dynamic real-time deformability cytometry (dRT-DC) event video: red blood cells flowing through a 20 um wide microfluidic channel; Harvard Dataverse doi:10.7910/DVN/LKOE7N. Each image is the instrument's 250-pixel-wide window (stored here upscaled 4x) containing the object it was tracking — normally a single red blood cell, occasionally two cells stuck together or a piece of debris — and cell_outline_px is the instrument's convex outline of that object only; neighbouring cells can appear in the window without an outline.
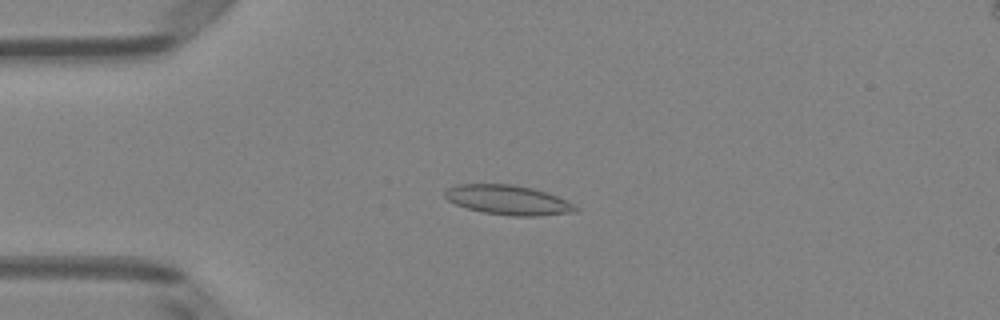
{"species": "Egyptian fruit bat (a non-hibernating species)", "species_latin": "Rousettus aegyptiacus", "temperature_condition": "room temperature", "stored_images_in_passage": 51, "camera_frame_rate_fps": 3000, "um_per_image_px": 0.085, "animal": {"sex": "female"}, "frame": {"image": 1, "passage_image": 13, "time_ms": 4.0, "image_size_px": [1000, 320], "cell_outline_px": [[580, 208], [576, 212], [536, 216], [512, 216], [484, 212], [468, 208], [456, 204], [448, 200], [444, 196], [444, 192], [448, 188], [456, 184], [512, 184], [532, 188], [548, 192]], "centroid_in_image_um": [43.18, 16.99], "position_along_channel_um": 41.8, "area_um2": 22.43}}
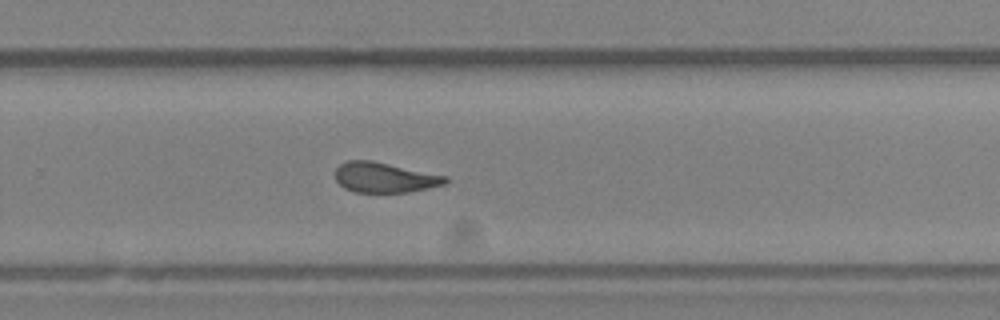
{"frame": {"image": 2, "passage_image": 34, "time_ms": 11.0, "image_size_px": [1000, 320], "cell_outline_px": [[448, 180], [444, 184], [428, 188], [408, 192], [356, 192], [344, 188], [336, 180], [336, 168], [340, 164], [348, 160], [372, 160], [448, 176]], "centroid_in_image_um": [32.69, 15.08], "position_along_channel_um": 297.1, "area_um2": 19.31}}
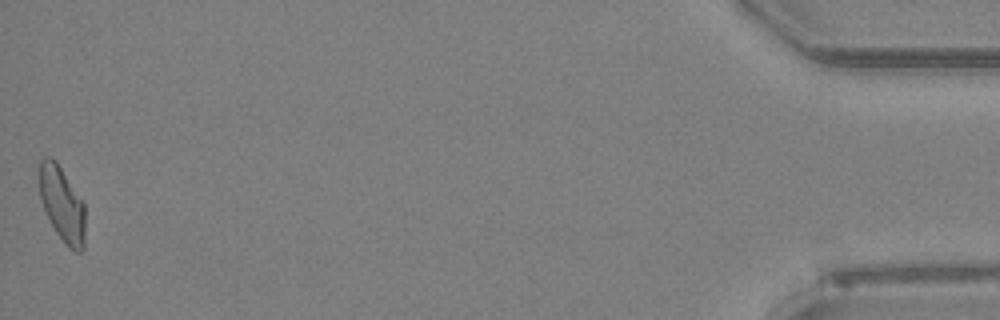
{"frame": {"image": 3, "passage_image": 51, "time_ms": 16.667, "image_size_px": [1000, 320], "cell_outline_px": [[84, 248], [80, 252], [76, 252], [64, 244], [56, 232], [40, 200], [40, 160], [44, 156], [48, 156], [56, 160], [84, 200]], "centroid_in_image_um": [5.3, 17.33], "position_along_channel_um": 429.9, "area_um2": 20.11}, "authors_computed_cell_mechanics": {"area_um2": 20.6346, "velocity_mm_per_s": 4.0077, "shape_relaxation_time_tau1_ms": 7.0535, "shape_relaxation_time_tau2_ms": 1.3594, "deformation_change_tau1": 0.2112, "deformation_change_tau2": 0.0941}}